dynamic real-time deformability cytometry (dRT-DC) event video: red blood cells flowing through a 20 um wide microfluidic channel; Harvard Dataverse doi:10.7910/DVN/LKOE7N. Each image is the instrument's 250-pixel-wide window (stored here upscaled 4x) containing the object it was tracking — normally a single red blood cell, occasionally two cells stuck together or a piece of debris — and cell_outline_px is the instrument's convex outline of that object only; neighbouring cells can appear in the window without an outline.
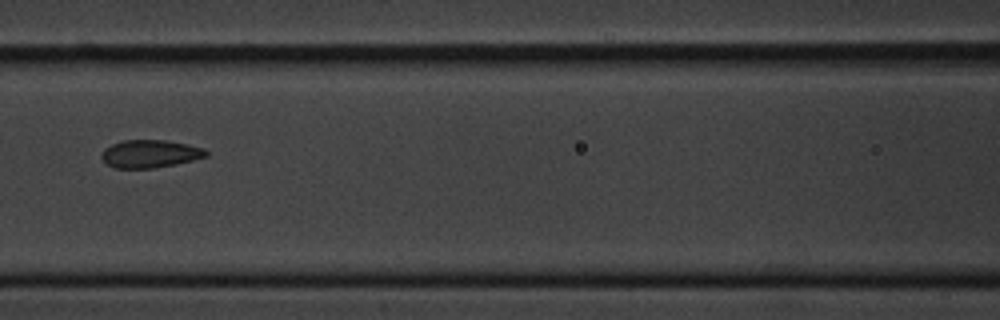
{"species": "common noctule bat (a hibernating species)", "species_latin": "Nyctalus noctula", "temperature_condition": "cold", "stored_images_in_passage": 3, "camera_frame_rate_fps": 3000, "um_per_image_px": 0.085, "animal": {"sex": "male", "body_mass_g": 20.1, "forearm_length_mm": 53.5}, "frame": {"image": 1, "passage_image": 3, "time_ms": 2.333, "image_size_px": [1000, 320], "cell_outline_px": [[208, 156], [176, 164], [152, 168], [116, 168], [108, 164], [100, 156], [100, 152], [104, 148], [112, 144], [124, 140], [168, 140], [188, 144], [204, 148], [208, 152]], "centroid_in_image_um": [12.76, 13.06], "position_along_channel_um": 153.8, "area_um2": 16.99}}